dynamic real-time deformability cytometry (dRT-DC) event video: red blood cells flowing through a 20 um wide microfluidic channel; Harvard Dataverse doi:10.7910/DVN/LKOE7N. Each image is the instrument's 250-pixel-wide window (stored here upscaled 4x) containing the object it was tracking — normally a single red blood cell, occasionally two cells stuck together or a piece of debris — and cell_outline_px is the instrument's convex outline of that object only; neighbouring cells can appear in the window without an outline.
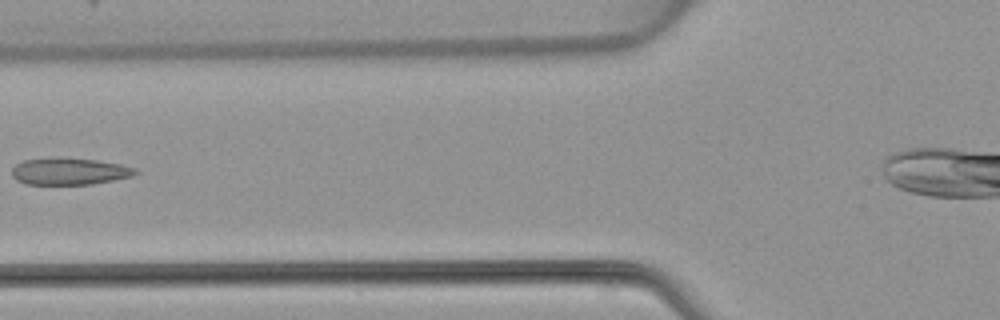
{"species": "common noctule bat (a hibernating species)", "species_latin": "Nyctalus noctula", "temperature_condition": "warm", "stored_images_in_passage": 4, "camera_frame_rate_fps": 3000, "um_per_image_px": 0.085, "animal": {"sex": "female", "body_mass_g": 22.7, "forearm_length_mm": 54.2}, "frame": {"image": 1, "passage_image": 4, "time_ms": 3.667, "image_size_px": [1000, 320], "cell_outline_px": [[140, 172], [132, 176], [92, 184], [24, 184], [16, 180], [12, 176], [12, 168], [16, 164], [24, 160], [96, 160], [120, 164], [136, 168]], "centroid_in_image_um": [5.93, 14.61], "position_along_channel_um": 119.9, "area_um2": 18.55}}